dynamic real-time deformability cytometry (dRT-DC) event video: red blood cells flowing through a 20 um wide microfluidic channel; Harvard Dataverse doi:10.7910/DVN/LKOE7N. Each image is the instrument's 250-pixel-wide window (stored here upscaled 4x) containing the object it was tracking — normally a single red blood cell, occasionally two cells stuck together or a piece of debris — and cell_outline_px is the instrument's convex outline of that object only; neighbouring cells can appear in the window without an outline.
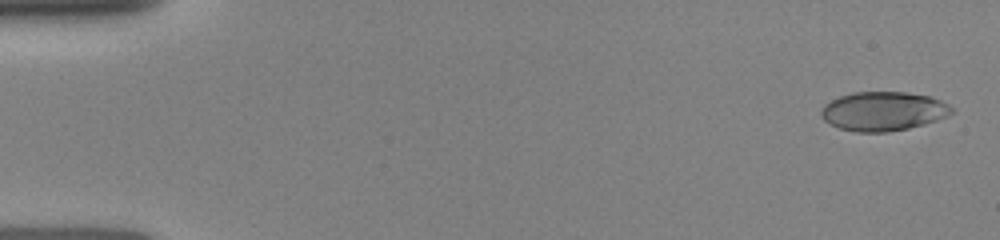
{"species": "human", "species_latin": "Homo sapiens", "temperature_condition": "room temperature", "stored_images_in_passage": 10, "camera_frame_rate_fps": 3000, "um_per_image_px": 0.085, "donor": {"sex": "female"}, "frame": {"image": 1, "passage_image": 1, "time_ms": 0.0, "image_size_px": [1000, 240], "cell_outline_px": [[952, 112], [936, 120], [924, 124], [908, 128], [888, 132], [856, 132], [840, 128], [824, 120], [820, 116], [820, 112], [824, 104], [840, 96], [852, 92], [908, 92], [928, 96], [940, 100], [948, 104], [952, 108]], "centroid_in_image_um": [75.04, 9.45], "position_along_channel_um": 10.0, "area_um2": 29.54}}
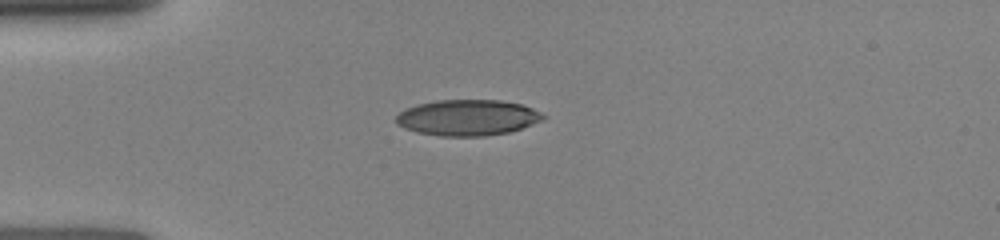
{"frame": {"image": 2, "passage_image": 9, "time_ms": 3.667, "image_size_px": [1000, 240], "cell_outline_px": [[548, 116], [544, 120], [508, 132], [484, 136], [440, 136], [416, 132], [404, 128], [396, 124], [396, 116], [404, 108], [416, 104], [436, 100], [500, 100], [520, 104], [532, 108]], "centroid_in_image_um": [39.72, 9.99], "position_along_channel_um": 45.3, "area_um2": 30.92}}